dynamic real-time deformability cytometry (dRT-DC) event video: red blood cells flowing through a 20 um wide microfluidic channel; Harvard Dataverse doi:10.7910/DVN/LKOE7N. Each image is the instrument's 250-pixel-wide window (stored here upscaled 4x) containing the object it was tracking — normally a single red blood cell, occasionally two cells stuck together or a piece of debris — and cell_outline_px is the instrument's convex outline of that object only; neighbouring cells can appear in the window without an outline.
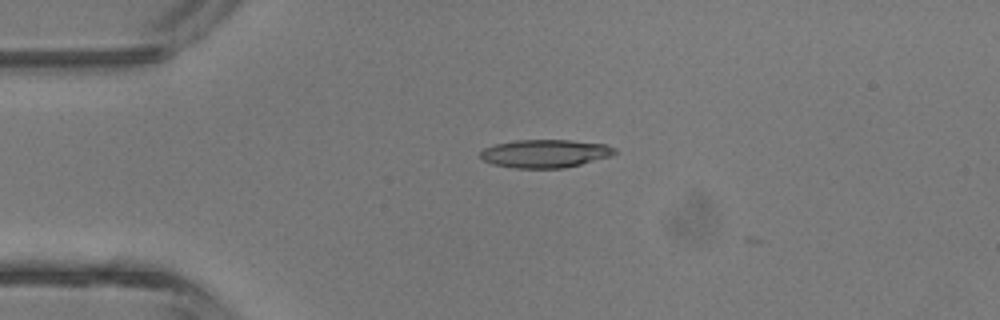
{"species": "common noctule bat (a hibernating species)", "species_latin": "Nyctalus noctula", "temperature_condition": "room temperature", "stored_images_in_passage": 5, "camera_frame_rate_fps": 3000, "um_per_image_px": 0.085, "animal": {"sex": "male", "body_mass_g": 13.3}, "frame": {"image": 1, "passage_image": 3, "time_ms": 2.333, "image_size_px": [1000, 320], "cell_outline_px": [[616, 152], [612, 156], [564, 168], [516, 168], [492, 164], [484, 160], [480, 156], [480, 152], [484, 148], [496, 144], [516, 140], [572, 140], [604, 144], [616, 148]], "centroid_in_image_um": [46.34, 13.05], "position_along_channel_um": 38.7, "area_um2": 21.96}}
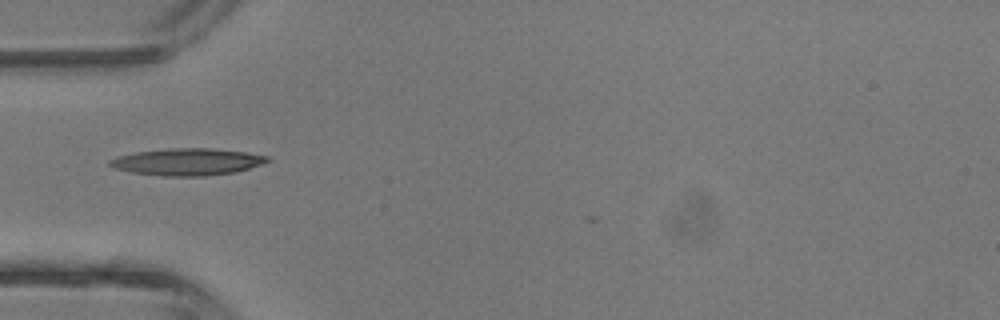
{"frame": {"image": 2, "passage_image": 4, "time_ms": 3.667, "image_size_px": [1000, 320], "cell_outline_px": [[272, 160], [236, 172], [204, 176], [164, 176], [132, 172], [116, 168], [108, 164], [108, 160], [116, 156], [136, 152], [168, 148], [212, 148], [244, 152], [268, 156]], "centroid_in_image_um": [15.91, 13.75], "position_along_channel_um": 69.1, "area_um2": 24.68}}
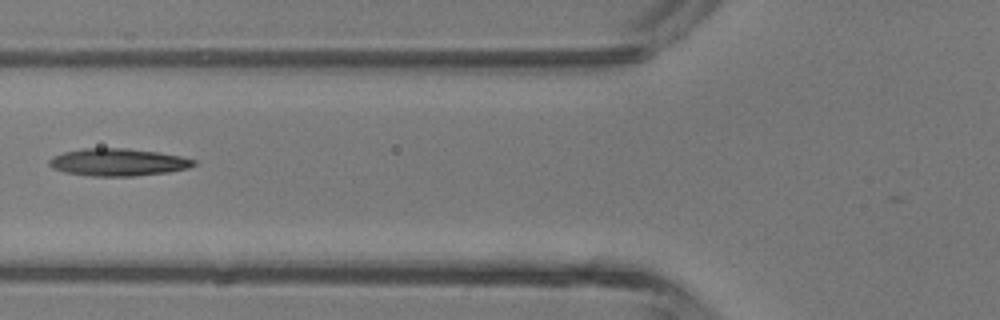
{"frame": {"image": 3, "passage_image": 5, "time_ms": 4.667, "image_size_px": [1000, 320], "cell_outline_px": [[196, 164], [188, 168], [168, 172], [136, 176], [92, 176], [64, 172], [52, 168], [48, 164], [48, 160], [52, 156], [64, 152], [84, 148], [128, 148], [160, 152], [180, 156], [196, 160]], "centroid_in_image_um": [10.02, 13.78], "position_along_channel_um": 115.8, "area_um2": 23.24}}